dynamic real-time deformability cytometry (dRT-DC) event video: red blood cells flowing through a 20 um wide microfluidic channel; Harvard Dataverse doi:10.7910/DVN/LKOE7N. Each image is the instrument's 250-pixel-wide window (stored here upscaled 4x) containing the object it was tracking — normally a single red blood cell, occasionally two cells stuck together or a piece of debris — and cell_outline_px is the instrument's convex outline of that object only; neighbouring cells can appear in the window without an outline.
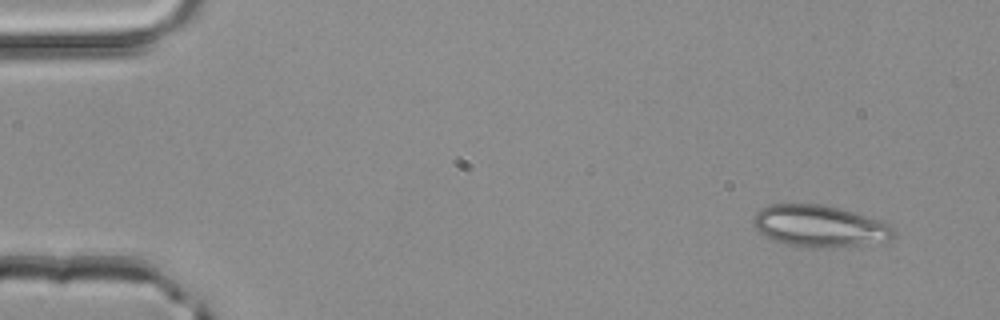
{"species": "common noctule bat (a hibernating species)", "species_latin": "Nyctalus noctula", "temperature_condition": "room temperature", "stored_images_in_passage": 3, "camera_frame_rate_fps": 3000, "um_per_image_px": 0.085, "animal": {"sex": "male", "body_mass_g": 20.4}, "frame": {"image": 1, "passage_image": 1, "time_ms": 0.0, "image_size_px": [1000, 320], "cell_outline_px": [[896, 236], [892, 240], [836, 248], [816, 248], [788, 244], [776, 240], [760, 232], [752, 224], [756, 212], [760, 208], [768, 204], [824, 204], [840, 208], [884, 220], [892, 224], [896, 232]], "centroid_in_image_um": [69.76, 19.21], "position_along_channel_um": 15.2, "area_um2": 34.56}}